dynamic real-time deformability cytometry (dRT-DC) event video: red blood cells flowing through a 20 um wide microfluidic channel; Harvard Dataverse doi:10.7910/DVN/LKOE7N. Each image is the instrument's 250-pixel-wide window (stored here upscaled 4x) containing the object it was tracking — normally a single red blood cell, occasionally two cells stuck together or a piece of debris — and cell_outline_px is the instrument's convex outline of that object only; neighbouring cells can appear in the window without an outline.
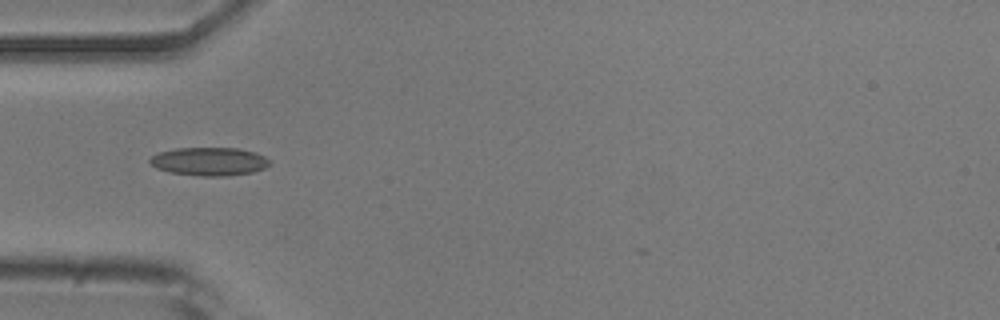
{"species": "common noctule bat (a hibernating species)", "species_latin": "Nyctalus noctula", "temperature_condition": "room temperature", "stored_images_in_passage": 6, "camera_frame_rate_fps": 3000, "um_per_image_px": 0.085, "animal": {"sex": "male", "body_mass_g": 20.5, "forearm_length_mm": 52.5}, "frame": {"image": 1, "passage_image": 3, "time_ms": 0.667, "image_size_px": [1000, 320], "cell_outline_px": [[272, 164], [264, 168], [252, 172], [224, 176], [200, 176], [168, 172], [156, 168], [148, 160], [152, 156], [160, 152], [176, 148], [240, 148], [256, 152], [272, 160]], "centroid_in_image_um": [17.82, 13.72], "position_along_channel_um": 67.2, "area_um2": 19.88}}
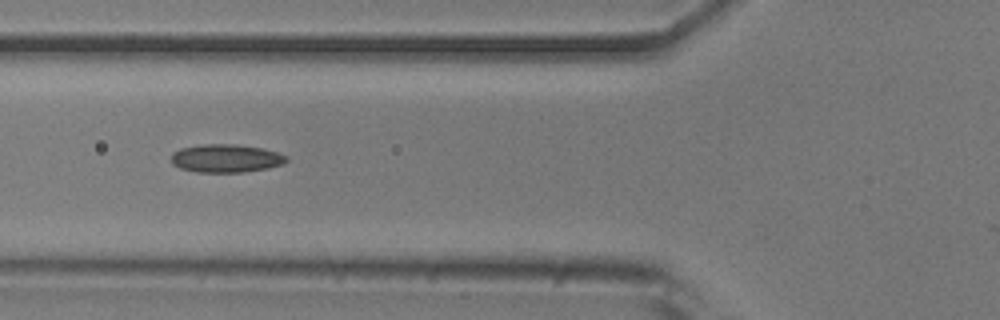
{"frame": {"image": 2, "passage_image": 4, "time_ms": 1.0, "image_size_px": [1000, 320], "cell_outline_px": [[288, 160], [284, 164], [268, 168], [244, 172], [196, 172], [180, 168], [172, 164], [172, 152], [180, 148], [204, 144], [236, 144], [264, 148], [288, 156]], "centroid_in_image_um": [19.22, 13.45], "position_along_channel_um": 106.6, "area_um2": 19.07}}
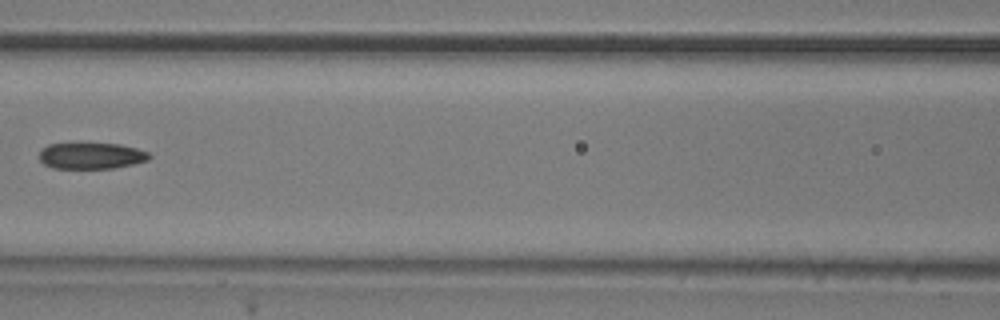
{"frame": {"image": 3, "passage_image": 5, "time_ms": 1.333, "image_size_px": [1000, 320], "cell_outline_px": [[152, 156], [148, 160], [132, 164], [112, 168], [52, 168], [44, 164], [40, 160], [40, 152], [48, 144], [120, 144], [136, 148], [148, 152]], "centroid_in_image_um": [7.77, 13.25], "position_along_channel_um": 158.8, "area_um2": 16.59}}